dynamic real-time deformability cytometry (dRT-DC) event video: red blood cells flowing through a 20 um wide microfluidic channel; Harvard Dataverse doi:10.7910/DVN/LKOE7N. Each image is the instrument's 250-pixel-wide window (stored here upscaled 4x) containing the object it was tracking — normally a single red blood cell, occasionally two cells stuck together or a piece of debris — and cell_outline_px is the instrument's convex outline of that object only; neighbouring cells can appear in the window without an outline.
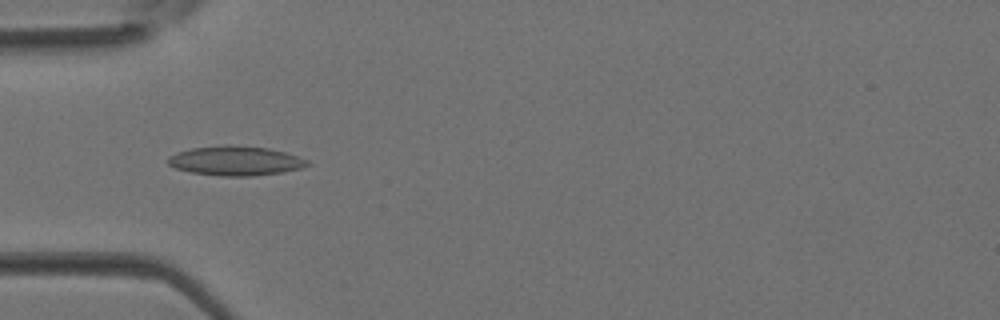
{"species": "Egyptian fruit bat (a non-hibernating species)", "species_latin": "Rousettus aegyptiacus", "temperature_condition": "room temperature", "stored_images_in_passage": 3, "camera_frame_rate_fps": 3000, "um_per_image_px": 0.085, "animal": {"sex": "female"}, "frame": {"image": 1, "passage_image": 3, "time_ms": 0.667, "image_size_px": [1000, 320], "cell_outline_px": [[312, 164], [300, 168], [280, 172], [252, 176], [220, 176], [192, 172], [176, 168], [168, 164], [168, 156], [176, 152], [192, 148], [224, 144], [228, 144], [268, 148], [284, 152], [308, 160]], "centroid_in_image_um": [20.0, 13.66], "position_along_channel_um": 65.0, "area_um2": 23.87}}